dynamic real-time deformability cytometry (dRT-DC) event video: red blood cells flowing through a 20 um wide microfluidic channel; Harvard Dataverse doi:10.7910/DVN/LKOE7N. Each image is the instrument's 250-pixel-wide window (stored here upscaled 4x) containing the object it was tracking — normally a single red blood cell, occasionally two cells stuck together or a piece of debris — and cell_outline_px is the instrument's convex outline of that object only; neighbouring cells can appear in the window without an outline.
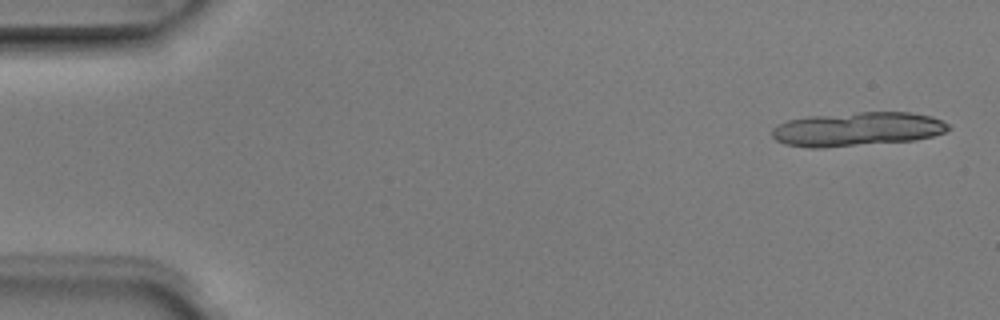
{"species": "Egyptian fruit bat (a non-hibernating species)", "species_latin": "Rousettus aegyptiacus", "temperature_condition": "room temperature", "stored_images_in_passage": 5, "camera_frame_rate_fps": 3000, "um_per_image_px": 0.085, "animal": {"sex": "male"}, "frame": {"image": 1, "passage_image": 1, "time_ms": 0.0, "image_size_px": [1000, 320], "cell_outline_px": [[952, 128], [944, 132], [932, 136], [916, 140], [824, 148], [808, 148], [784, 144], [776, 140], [772, 136], [772, 128], [788, 120], [808, 116], [860, 112], [912, 112], [932, 116], [948, 124]], "centroid_in_image_um": [72.87, 10.98], "position_along_channel_um": 12.1, "area_um2": 35.14}}